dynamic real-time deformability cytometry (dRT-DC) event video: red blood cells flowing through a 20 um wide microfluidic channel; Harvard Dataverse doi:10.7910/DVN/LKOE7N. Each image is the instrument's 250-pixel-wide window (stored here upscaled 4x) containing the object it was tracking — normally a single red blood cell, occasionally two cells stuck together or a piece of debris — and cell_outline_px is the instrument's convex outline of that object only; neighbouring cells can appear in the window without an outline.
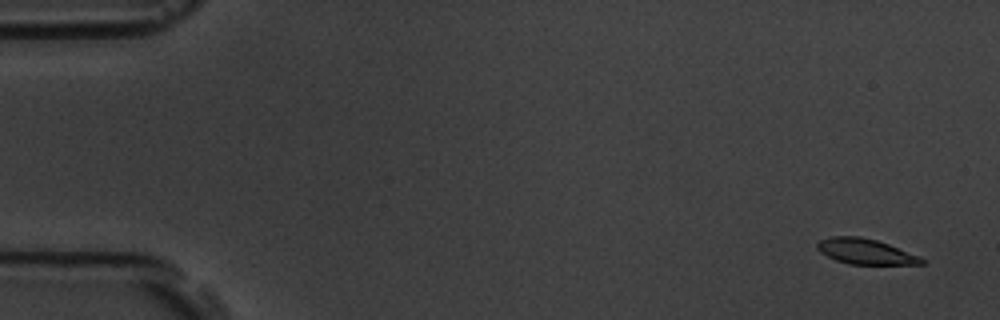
{"species": "common noctule bat (a hibernating species)", "species_latin": "Nyctalus noctula", "temperature_condition": "room temperature", "stored_images_in_passage": 7, "camera_frame_rate_fps": 3000, "um_per_image_px": 0.085, "animal": {"sex": "male", "body_mass_g": 19.5, "forearm_length_mm": 54.6}, "frame": {"image": 1, "passage_image": 1, "time_ms": 0.0, "image_size_px": [1000, 320], "cell_outline_px": [[924, 264], [848, 264], [836, 260], [820, 252], [816, 248], [816, 244], [820, 240], [832, 236], [860, 236], [876, 240], [888, 244], [920, 256], [924, 260]], "centroid_in_image_um": [73.54, 21.37], "position_along_channel_um": 11.5, "area_um2": 15.37}}
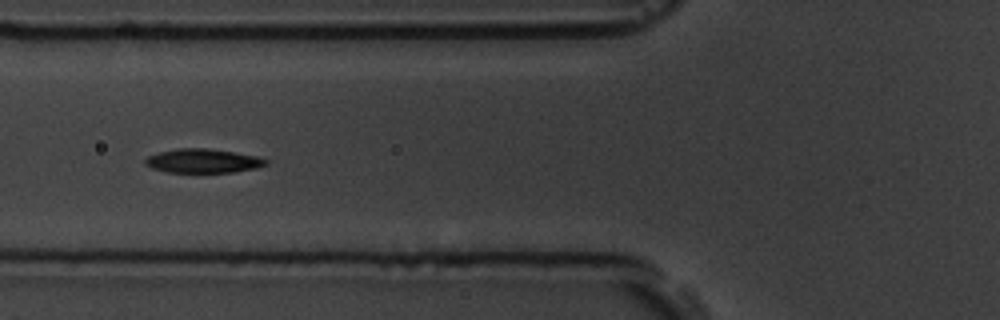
{"frame": {"image": 2, "passage_image": 6, "time_ms": 6.333, "image_size_px": [1000, 320], "cell_outline_px": [[268, 164], [256, 168], [232, 172], [168, 172], [152, 168], [144, 164], [144, 160], [148, 156], [160, 152], [180, 148], [208, 148], [256, 156], [268, 160]], "centroid_in_image_um": [17.24, 13.68], "position_along_channel_um": 108.6, "area_um2": 16.7}}
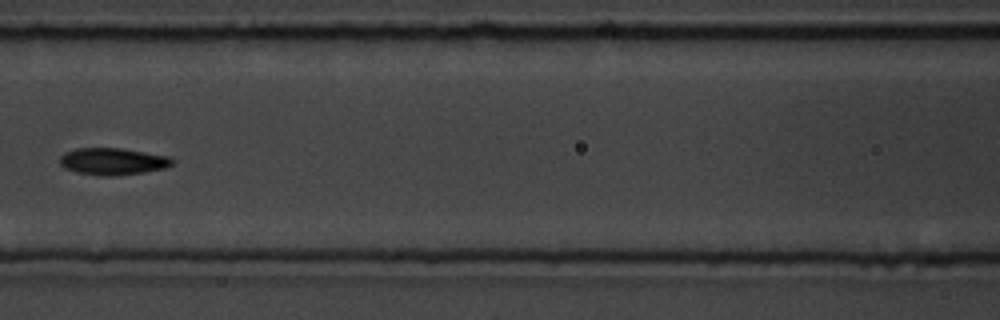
{"frame": {"image": 3, "passage_image": 7, "time_ms": 7.667, "image_size_px": [1000, 320], "cell_outline_px": [[176, 160], [172, 164], [164, 168], [140, 172], [112, 176], [104, 176], [76, 172], [64, 168], [60, 164], [60, 156], [64, 152], [76, 148], [120, 148], [168, 156]], "centroid_in_image_um": [9.55, 13.71], "position_along_channel_um": 157.1, "area_um2": 17.51}}